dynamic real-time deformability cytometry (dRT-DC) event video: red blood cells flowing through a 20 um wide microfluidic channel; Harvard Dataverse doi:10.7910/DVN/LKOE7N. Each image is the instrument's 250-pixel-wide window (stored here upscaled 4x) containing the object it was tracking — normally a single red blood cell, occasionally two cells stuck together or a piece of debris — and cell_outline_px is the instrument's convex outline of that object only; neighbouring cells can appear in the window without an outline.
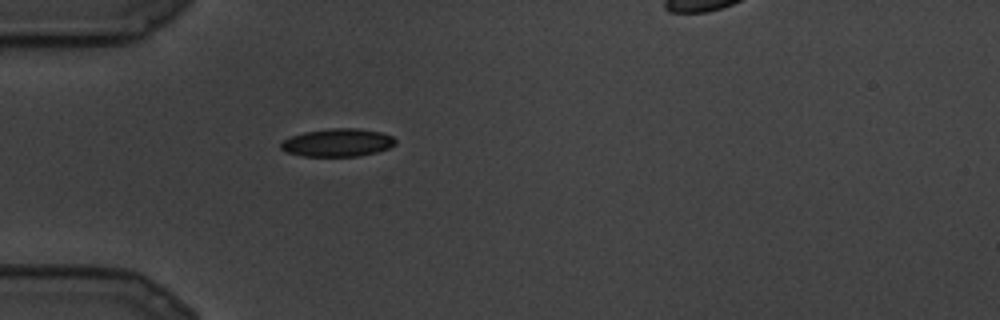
{"species": "common noctule bat (a hibernating species)", "species_latin": "Nyctalus noctula", "temperature_condition": "cold", "stored_images_in_passage": 18, "camera_frame_rate_fps": 3000, "um_per_image_px": 0.085, "animal": {"sex": "male", "body_mass_g": 19.5, "forearm_length_mm": 54.6}, "frame": {"image": 1, "passage_image": 1, "time_ms": 0.0, "image_size_px": [1000, 320], "cell_outline_px": [[396, 144], [388, 148], [376, 152], [356, 156], [300, 156], [288, 152], [280, 148], [280, 144], [284, 140], [292, 136], [304, 132], [328, 128], [360, 128], [380, 132], [392, 136], [396, 140]], "centroid_in_image_um": [28.7, 12.11], "position_along_channel_um": 56.3, "area_um2": 18.61}}
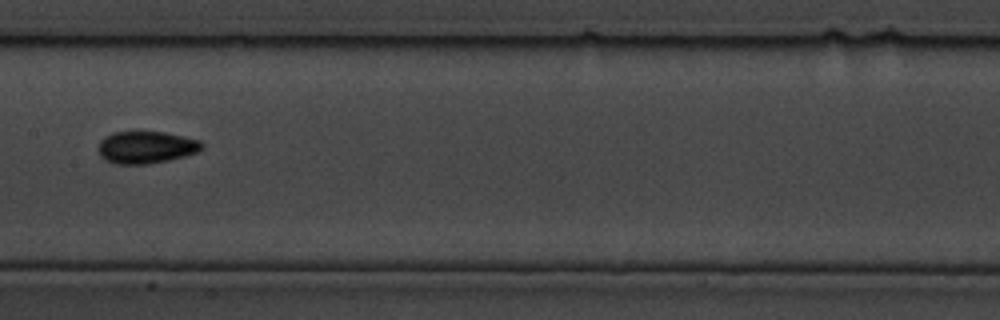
{"frame": {"image": 2, "passage_image": 7, "time_ms": 2.0, "image_size_px": [1000, 320], "cell_outline_px": [[204, 148], [200, 152], [168, 160], [148, 164], [116, 164], [104, 160], [100, 156], [96, 148], [100, 140], [104, 136], [112, 132], [164, 132], [184, 136], [200, 140], [204, 144]], "centroid_in_image_um": [12.41, 12.52], "position_along_channel_um": 195.0, "area_um2": 19.83}}
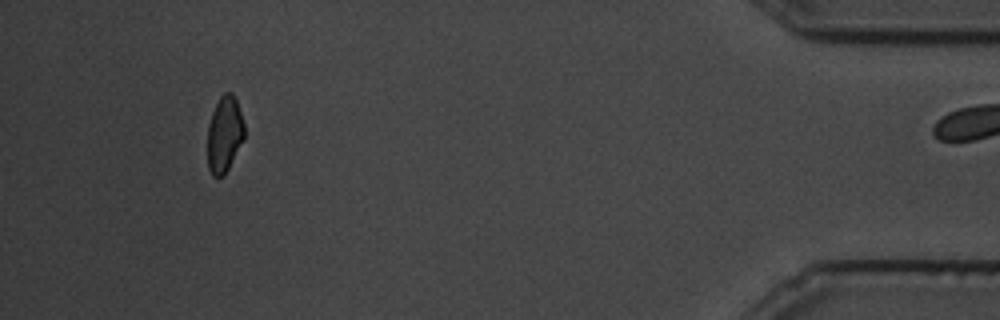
{"frame": {"image": 3, "passage_image": 18, "time_ms": 5.667, "image_size_px": [1000, 320], "cell_outline_px": [[244, 140], [224, 176], [212, 176], [208, 168], [208, 124], [212, 112], [220, 96], [224, 92], [232, 92], [236, 100], [244, 124]], "centroid_in_image_um": [19.08, 11.42], "position_along_channel_um": 416.1, "area_um2": 16.36}}